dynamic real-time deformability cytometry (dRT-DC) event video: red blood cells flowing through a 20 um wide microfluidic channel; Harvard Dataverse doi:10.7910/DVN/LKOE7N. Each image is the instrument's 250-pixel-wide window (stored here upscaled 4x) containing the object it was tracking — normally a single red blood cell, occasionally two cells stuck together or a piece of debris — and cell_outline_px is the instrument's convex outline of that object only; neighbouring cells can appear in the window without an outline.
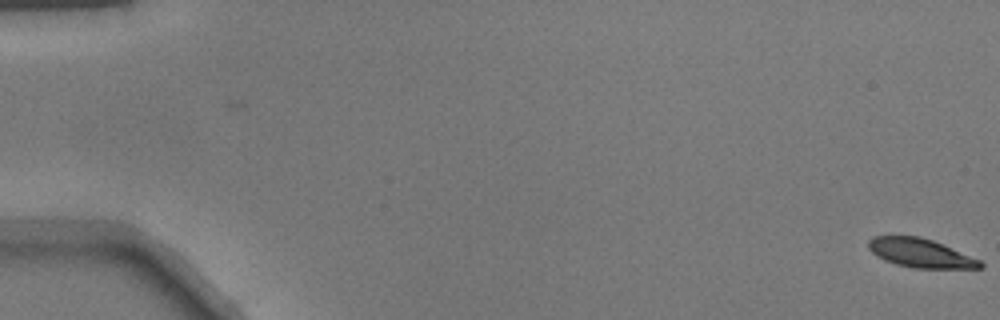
{"species": "common noctule bat (a hibernating species)", "species_latin": "Nyctalus noctula", "temperature_condition": "warm", "stored_images_in_passage": 2, "camera_frame_rate_fps": 3000, "um_per_image_px": 0.085, "animal": {"sex": "male", "body_mass_g": 17.9}, "frame": {"image": 1, "passage_image": 2, "time_ms": 0.333, "image_size_px": [1000, 320], "cell_outline_px": [[984, 268], [912, 268], [896, 264], [884, 260], [876, 256], [868, 248], [868, 240], [872, 236], [920, 236], [932, 240], [980, 260], [984, 264]], "centroid_in_image_um": [78.21, 21.51], "position_along_channel_um": 6.8, "area_um2": 18.73}}